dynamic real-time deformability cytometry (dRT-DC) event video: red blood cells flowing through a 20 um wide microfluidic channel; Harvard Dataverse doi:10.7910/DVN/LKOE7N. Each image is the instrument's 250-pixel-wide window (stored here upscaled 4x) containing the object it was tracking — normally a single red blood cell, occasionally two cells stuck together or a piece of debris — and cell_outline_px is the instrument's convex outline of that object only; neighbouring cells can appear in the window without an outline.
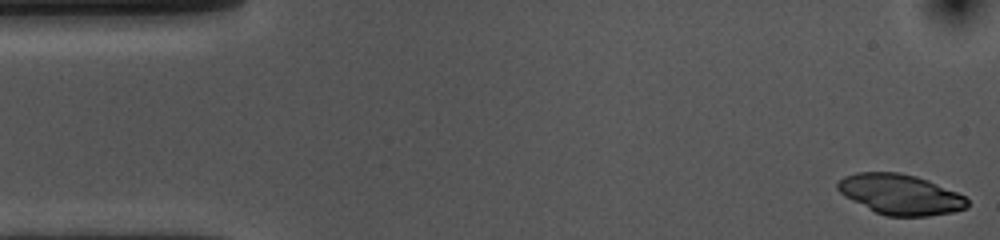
{"species": "common noctule bat (a hibernating species)", "species_latin": "Nyctalus noctula", "temperature_condition": "cold", "stored_images_in_passage": 54, "camera_frame_rate_fps": 3000, "um_per_image_px": 0.085, "animal": {"sex": "female", "body_mass_g": 10.0, "forearm_length_mm": 53.1}, "frame": {"image": 1, "passage_image": 1, "time_ms": 0.0, "image_size_px": [1000, 240], "cell_outline_px": [[968, 208], [952, 212], [928, 216], [888, 216], [876, 212], [844, 196], [836, 188], [836, 184], [844, 176], [856, 172], [900, 172], [916, 176], [928, 180], [956, 192], [964, 196], [968, 200]], "centroid_in_image_um": [76.52, 16.51], "position_along_channel_um": 8.5, "area_um2": 30.35}}